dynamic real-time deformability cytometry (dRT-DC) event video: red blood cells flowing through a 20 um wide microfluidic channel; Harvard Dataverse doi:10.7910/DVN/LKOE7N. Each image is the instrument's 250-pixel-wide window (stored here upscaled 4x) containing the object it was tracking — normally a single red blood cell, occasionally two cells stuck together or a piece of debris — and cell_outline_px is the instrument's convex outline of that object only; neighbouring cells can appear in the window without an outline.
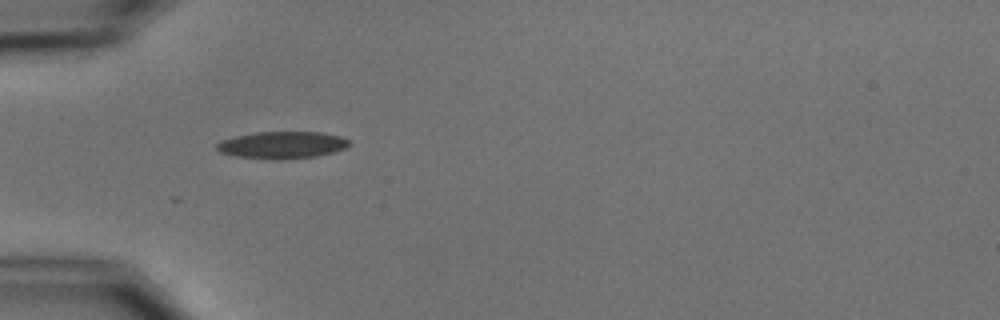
{"species": "common noctule bat (a hibernating species)", "species_latin": "Nyctalus noctula", "temperature_condition": "cold", "stored_images_in_passage": 6, "camera_frame_rate_fps": 3000, "um_per_image_px": 0.085, "animal": {"sex": "male", "body_mass_g": 15.6}, "frame": {"image": 1, "passage_image": 1, "time_ms": 0.0, "image_size_px": [1000, 320], "cell_outline_px": [[352, 144], [344, 148], [332, 152], [316, 156], [280, 160], [272, 160], [236, 156], [220, 152], [216, 148], [216, 144], [224, 140], [236, 136], [256, 132], [320, 132], [340, 136], [348, 140]], "centroid_in_image_um": [23.99, 12.33], "position_along_channel_um": 61.0, "area_um2": 20.81}}
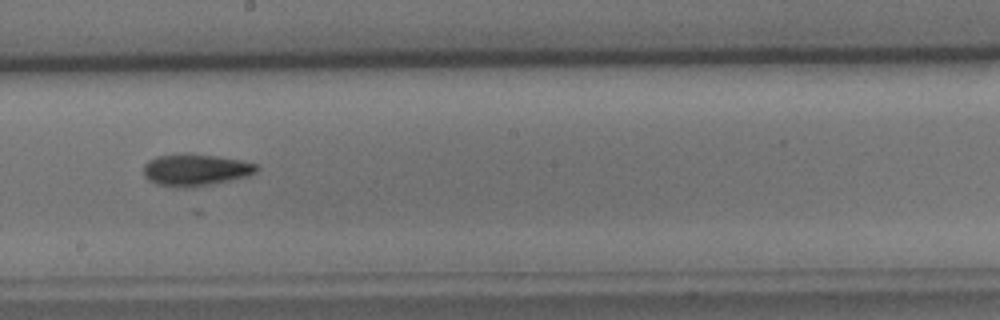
{"frame": {"image": 2, "passage_image": 5, "time_ms": 4.667, "image_size_px": [1000, 320], "cell_outline_px": [[260, 168], [256, 172], [248, 176], [208, 184], [184, 188], [172, 188], [156, 184], [148, 180], [144, 176], [144, 164], [148, 160], [156, 156], [184, 152], [188, 152], [216, 156], [240, 160], [256, 164]], "centroid_in_image_um": [16.56, 14.42], "position_along_channel_um": 231.6, "area_um2": 21.27}}
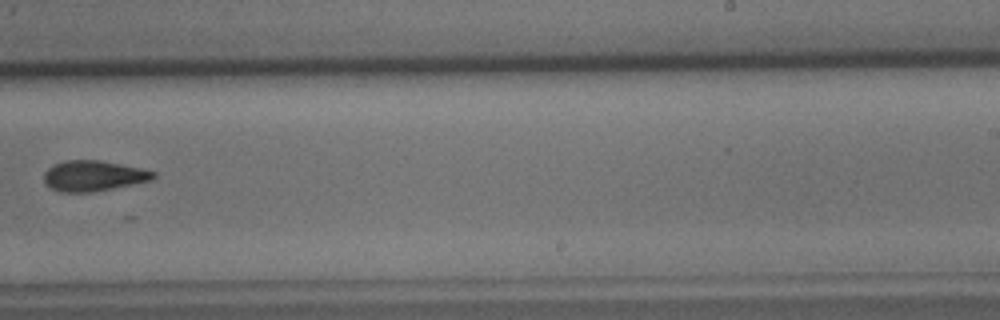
{"frame": {"image": 3, "passage_image": 6, "time_ms": 6.0, "image_size_px": [1000, 320], "cell_outline_px": [[156, 176], [152, 180], [92, 192], [60, 192], [44, 184], [44, 172], [52, 164], [64, 160], [100, 160], [140, 168], [156, 172]], "centroid_in_image_um": [7.9, 14.94], "position_along_channel_um": 281.1, "area_um2": 19.48}}